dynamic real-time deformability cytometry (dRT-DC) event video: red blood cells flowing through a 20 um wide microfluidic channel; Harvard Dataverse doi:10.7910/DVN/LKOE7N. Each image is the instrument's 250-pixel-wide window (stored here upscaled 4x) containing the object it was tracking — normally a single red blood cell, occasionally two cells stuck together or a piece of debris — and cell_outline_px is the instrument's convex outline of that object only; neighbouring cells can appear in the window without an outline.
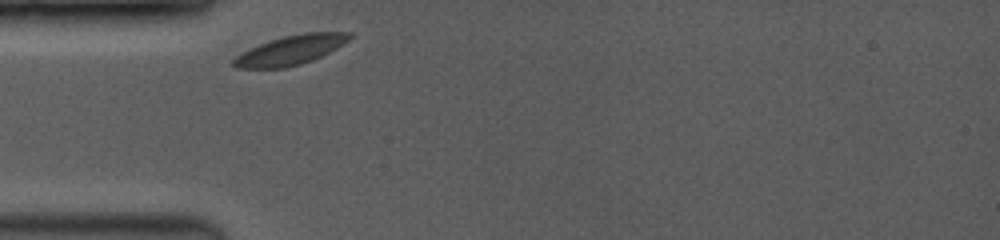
{"species": "common noctule bat (a hibernating species)", "species_latin": "Nyctalus noctula", "temperature_condition": "room temperature", "stored_images_in_passage": 21, "camera_frame_rate_fps": 3500, "um_per_image_px": 0.085, "animal": {"sex": "female", "body_mass_g": 19.0, "forearm_length_mm": 53.3}, "frame": {"image": 1, "passage_image": 1, "time_ms": 0.0, "image_size_px": [1000, 240], "cell_outline_px": [[352, 36], [348, 40], [336, 48], [312, 60], [300, 64], [284, 68], [236, 68], [232, 64], [232, 60], [236, 56], [260, 44], [284, 36], [304, 32], [352, 32]], "centroid_in_image_um": [24.71, 4.26], "position_along_channel_um": 60.3, "area_um2": 19.48}}
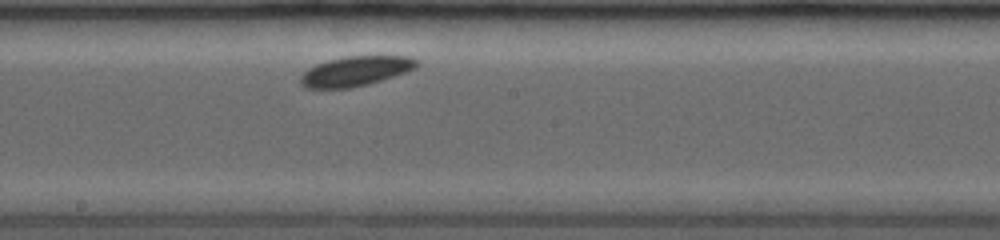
{"frame": {"image": 2, "passage_image": 12, "time_ms": 4.286, "image_size_px": [1000, 240], "cell_outline_px": [[420, 64], [416, 68], [368, 84], [348, 88], [308, 88], [300, 84], [300, 76], [308, 68], [316, 64], [328, 60], [344, 56], [408, 56], [420, 60]], "centroid_in_image_um": [30.22, 6.03], "position_along_channel_um": 218.0, "area_um2": 20.11}}
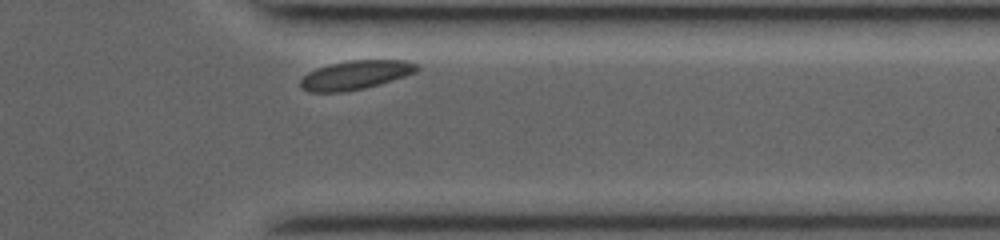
{"frame": {"image": 3, "passage_image": 21, "time_ms": 8.571, "image_size_px": [1000, 240], "cell_outline_px": [[420, 68], [416, 72], [392, 80], [364, 88], [344, 92], [308, 92], [300, 84], [300, 80], [308, 72], [316, 68], [348, 60], [408, 60], [420, 64]], "centroid_in_image_um": [30.25, 6.36], "position_along_channel_um": 381.1, "area_um2": 19.59}}